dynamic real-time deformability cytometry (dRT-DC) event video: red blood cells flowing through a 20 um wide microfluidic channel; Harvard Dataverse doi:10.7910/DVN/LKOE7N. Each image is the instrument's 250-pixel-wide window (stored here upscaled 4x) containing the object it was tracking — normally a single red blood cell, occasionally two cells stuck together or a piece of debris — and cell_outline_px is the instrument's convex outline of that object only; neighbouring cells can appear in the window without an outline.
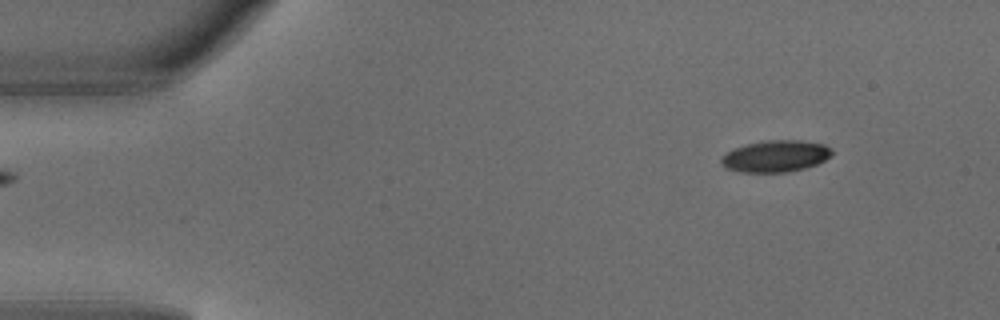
{"species": "common noctule bat (a hibernating species)", "species_latin": "Nyctalus noctula", "temperature_condition": "warm", "stored_images_in_passage": 5, "segment_of_instrument_passage": [2, 2], "camera_frame_rate_fps": 3000, "um_per_image_px": 0.085, "animal": {"sex": "male", "body_mass_g": 18.8}, "frame": {"image": 1, "passage_image": 5, "time_ms": 1.333, "image_size_px": [1000, 320], "cell_outline_px": [[832, 156], [816, 164], [804, 168], [788, 172], [740, 172], [724, 168], [720, 160], [728, 152], [736, 148], [748, 144], [768, 140], [800, 140], [824, 144], [832, 148]], "centroid_in_image_um": [65.95, 13.28], "position_along_channel_um": 19.0, "area_um2": 20.29}}